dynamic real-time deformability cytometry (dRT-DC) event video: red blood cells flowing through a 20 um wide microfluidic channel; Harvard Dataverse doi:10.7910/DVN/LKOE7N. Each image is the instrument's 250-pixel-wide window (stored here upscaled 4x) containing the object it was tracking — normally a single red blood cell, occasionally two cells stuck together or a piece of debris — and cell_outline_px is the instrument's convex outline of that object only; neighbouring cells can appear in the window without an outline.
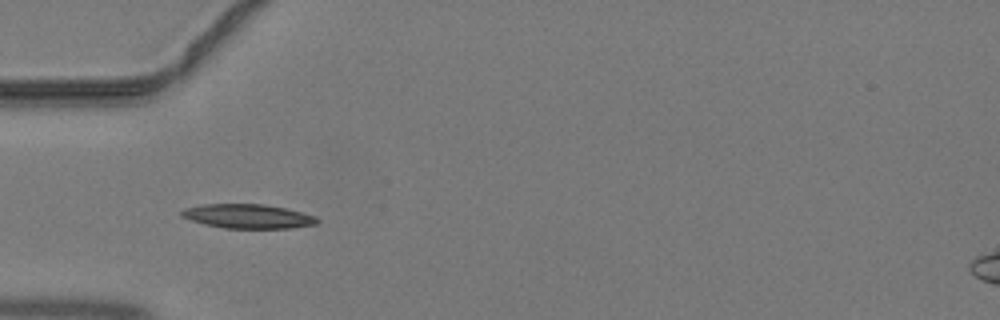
{"species": "common noctule bat (a hibernating species)", "species_latin": "Nyctalus noctula", "temperature_condition": "warm", "stored_images_in_passage": 11, "camera_frame_rate_fps": 3000, "um_per_image_px": 0.085, "animal": {"sex": "male", "body_mass_g": 19.2, "forearm_length_mm": 51.8}, "frame": {"image": 1, "passage_image": 2, "time_ms": 0.333, "image_size_px": [1000, 320], "cell_outline_px": [[320, 220], [316, 224], [292, 228], [224, 228], [204, 224], [180, 216], [180, 212], [184, 208], [204, 204], [264, 204], [284, 208], [316, 216]], "centroid_in_image_um": [21.07, 18.38], "position_along_channel_um": 63.9, "area_um2": 19.07}}
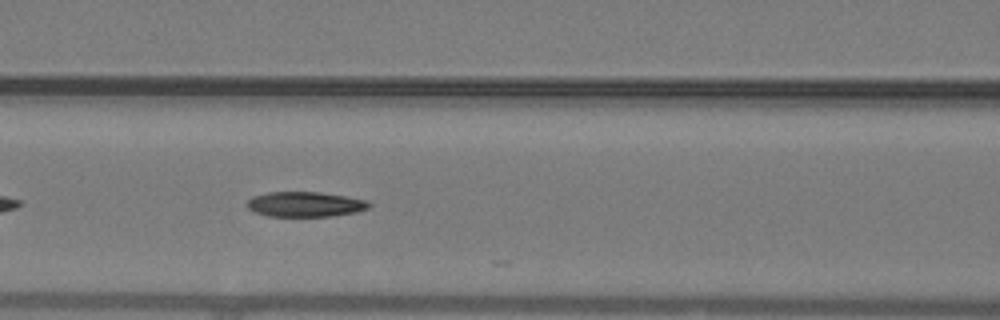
{"frame": {"image": 2, "passage_image": 7, "time_ms": 2.0, "image_size_px": [1000, 320], "cell_outline_px": [[372, 204], [368, 208], [356, 212], [332, 216], [268, 216], [256, 212], [248, 208], [244, 204], [252, 196], [268, 192], [320, 192], [344, 196], [364, 200]], "centroid_in_image_um": [25.89, 17.36], "position_along_channel_um": 140.7, "area_um2": 17.74}}
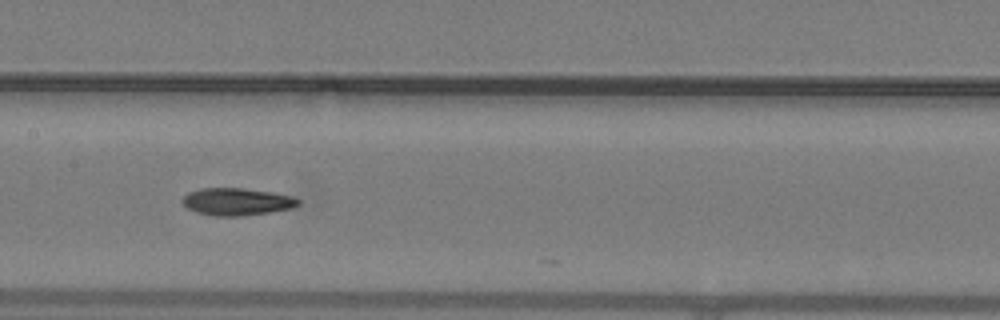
{"frame": {"image": 3, "passage_image": 10, "time_ms": 3.0, "image_size_px": [1000, 320], "cell_outline_px": [[300, 204], [292, 208], [268, 212], [240, 216], [216, 216], [196, 212], [188, 208], [184, 204], [184, 196], [188, 192], [200, 188], [244, 188], [272, 192], [292, 196], [300, 200]], "centroid_in_image_um": [20.15, 17.13], "position_along_channel_um": 187.3, "area_um2": 18.32}}